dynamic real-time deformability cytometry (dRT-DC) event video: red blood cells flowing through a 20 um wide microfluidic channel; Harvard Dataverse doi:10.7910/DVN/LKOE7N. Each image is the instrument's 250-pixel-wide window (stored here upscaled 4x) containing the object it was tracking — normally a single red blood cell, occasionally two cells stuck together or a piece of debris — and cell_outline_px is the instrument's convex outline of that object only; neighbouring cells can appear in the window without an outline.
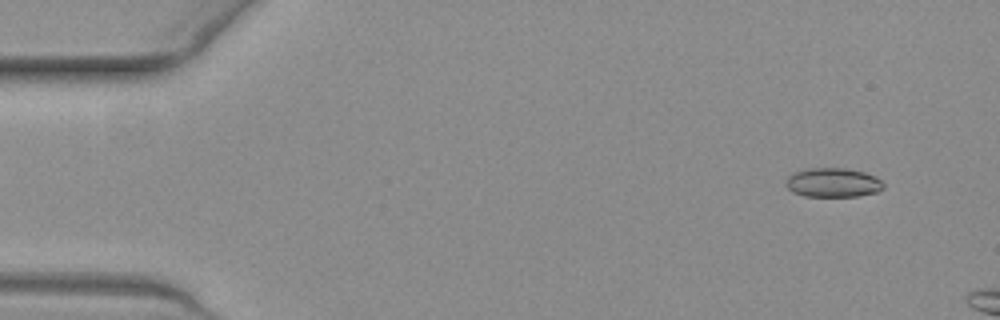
{"species": "common noctule bat (a hibernating species)", "species_latin": "Nyctalus noctula", "temperature_condition": "warm", "stored_images_in_passage": 7, "camera_frame_rate_fps": 3000, "um_per_image_px": 0.085, "animal": {"sex": "female", "body_mass_g": 19.3, "forearm_length_mm": 54.1}, "frame": {"image": 1, "passage_image": 2, "time_ms": 0.333, "image_size_px": [1000, 320], "cell_outline_px": [[884, 188], [876, 192], [860, 196], [804, 196], [792, 192], [784, 184], [788, 176], [792, 172], [808, 168], [844, 168], [864, 172], [880, 180], [884, 184]], "centroid_in_image_um": [70.76, 15.52], "position_along_channel_um": 14.2, "area_um2": 16.65}}